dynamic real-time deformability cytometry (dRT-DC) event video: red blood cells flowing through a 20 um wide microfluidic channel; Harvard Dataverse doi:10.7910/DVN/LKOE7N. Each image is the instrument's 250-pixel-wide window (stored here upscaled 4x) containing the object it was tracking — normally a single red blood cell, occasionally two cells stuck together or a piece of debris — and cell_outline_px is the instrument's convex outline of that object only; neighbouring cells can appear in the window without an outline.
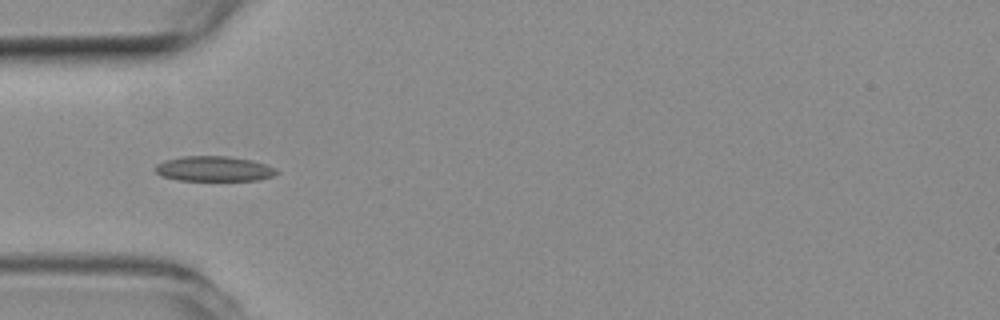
{"species": "common noctule bat (a hibernating species)", "species_latin": "Nyctalus noctula", "temperature_condition": "room temperature", "stored_images_in_passage": 12, "camera_frame_rate_fps": 3000, "um_per_image_px": 0.085, "animal": {"sex": "female", "body_mass_g": 19.3, "forearm_length_mm": 54.1}, "frame": {"image": 1, "passage_image": 6, "time_ms": 1.667, "image_size_px": [1000, 320], "cell_outline_px": [[280, 172], [272, 176], [260, 180], [176, 180], [160, 176], [152, 168], [156, 164], [164, 160], [184, 156], [224, 156], [252, 160], [276, 168]], "centroid_in_image_um": [18.15, 14.35], "position_along_channel_um": 66.9, "area_um2": 17.86}}
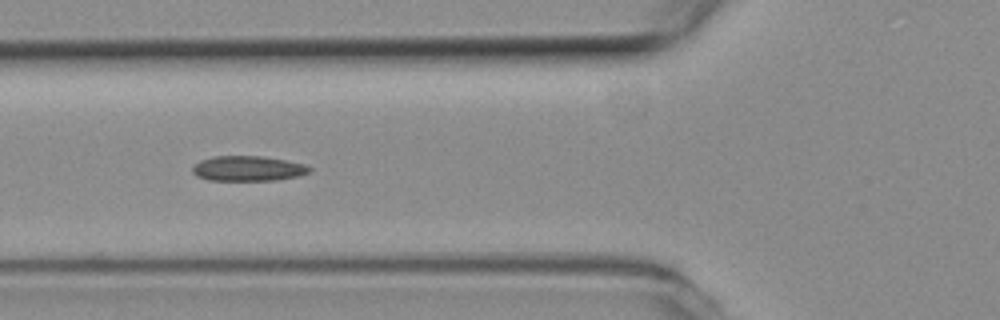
{"frame": {"image": 2, "passage_image": 9, "time_ms": 2.667, "image_size_px": [1000, 320], "cell_outline_px": [[312, 168], [308, 172], [300, 176], [276, 180], [208, 180], [196, 176], [192, 172], [192, 168], [200, 160], [212, 156], [260, 156], [284, 160], [304, 164]], "centroid_in_image_um": [21.05, 14.32], "position_along_channel_um": 104.7, "area_um2": 17.05}}